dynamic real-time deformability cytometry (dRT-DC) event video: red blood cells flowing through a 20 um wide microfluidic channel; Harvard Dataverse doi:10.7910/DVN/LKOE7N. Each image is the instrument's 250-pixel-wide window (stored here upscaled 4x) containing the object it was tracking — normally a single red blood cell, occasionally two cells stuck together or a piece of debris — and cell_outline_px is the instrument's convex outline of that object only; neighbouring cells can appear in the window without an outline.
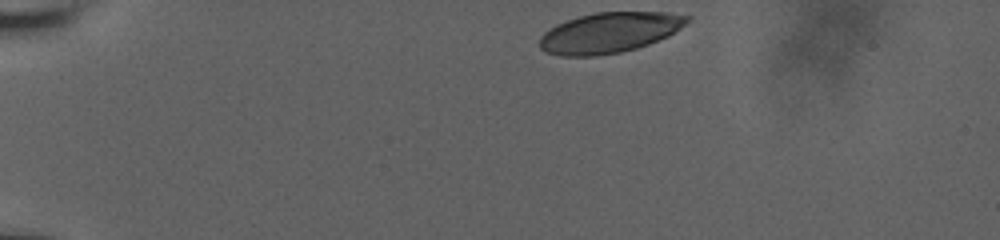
{"species": "human", "species_latin": "Homo sapiens", "temperature_condition": "room temperature", "stored_images_in_passage": 38, "camera_frame_rate_fps": 3000, "um_per_image_px": 0.085, "donor": {"sex": "male"}, "frame": {"image": 1, "passage_image": 1, "time_ms": 0.0, "image_size_px": [1000, 240], "cell_outline_px": [[692, 20], [668, 36], [648, 44], [636, 48], [620, 52], [596, 56], [560, 56], [544, 52], [540, 48], [540, 36], [544, 32], [556, 24], [580, 16], [596, 12], [668, 12], [692, 16]], "centroid_in_image_um": [51.81, 2.77], "position_along_channel_um": 33.2, "area_um2": 34.85}}
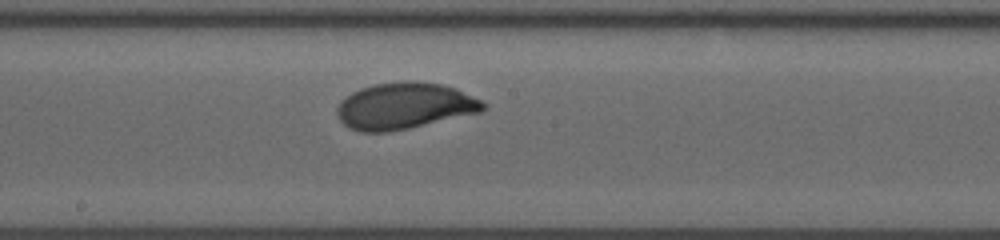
{"frame": {"image": 2, "passage_image": 22, "time_ms": 7.0, "image_size_px": [1000, 240], "cell_outline_px": [[488, 104], [480, 112], [408, 128], [388, 132], [360, 132], [348, 128], [336, 116], [336, 108], [340, 100], [352, 92], [360, 88], [376, 84], [404, 80], [416, 80], [440, 84], [456, 88]], "centroid_in_image_um": [34.33, 9.0], "position_along_channel_um": 213.9, "area_um2": 39.65}}
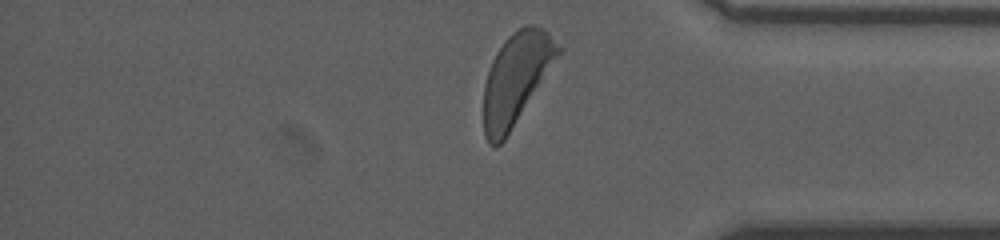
{"frame": {"image": 3, "passage_image": 37, "time_ms": 12.0, "image_size_px": [1000, 240], "cell_outline_px": [[564, 48], [504, 140], [496, 148], [492, 148], [488, 144], [484, 136], [484, 84], [492, 60], [496, 52], [504, 40], [512, 32], [528, 24], [536, 24], [548, 32]], "centroid_in_image_um": [43.87, 6.66], "position_along_channel_um": 391.3, "area_um2": 39.42}, "authors_computed_cell_mechanics": {"area_um2": 38.3792, "velocity_mm_per_s": 3.778, "shape_relaxation_time_tau1_ms": 3.1641, "shape_relaxation_time_tau2_ms": null, "deformation_change_tau1": 0.1715, "deformation_change_tau2": null}}